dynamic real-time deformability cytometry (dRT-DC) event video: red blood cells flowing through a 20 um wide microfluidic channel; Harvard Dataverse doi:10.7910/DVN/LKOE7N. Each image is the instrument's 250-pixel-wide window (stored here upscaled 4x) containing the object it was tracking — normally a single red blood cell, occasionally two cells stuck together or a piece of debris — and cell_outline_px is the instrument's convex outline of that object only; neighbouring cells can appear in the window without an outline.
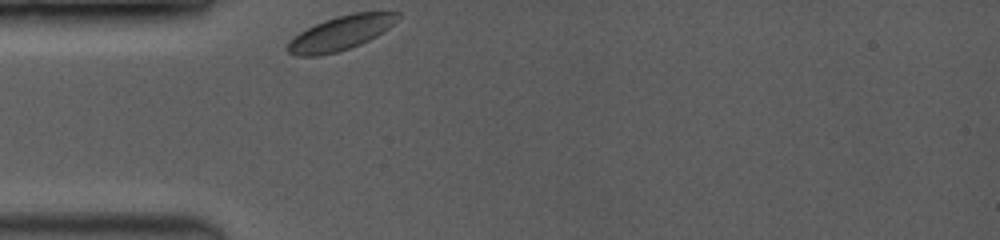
{"species": "common noctule bat (a hibernating species)", "species_latin": "Nyctalus noctula", "temperature_condition": "room temperature", "stored_images_in_passage": 53, "camera_frame_rate_fps": 3500, "um_per_image_px": 0.085, "animal": {"sex": "female", "body_mass_g": 19.0, "forearm_length_mm": 53.3}, "frame": {"image": 1, "passage_image": 1, "time_ms": 0.0, "image_size_px": [1000, 240], "cell_outline_px": [[400, 16], [388, 28], [376, 36], [360, 44], [336, 52], [320, 56], [296, 56], [288, 52], [284, 48], [292, 36], [324, 20], [336, 16], [356, 12], [400, 12]], "centroid_in_image_um": [28.9, 2.82], "position_along_channel_um": 56.1, "area_um2": 21.85}}
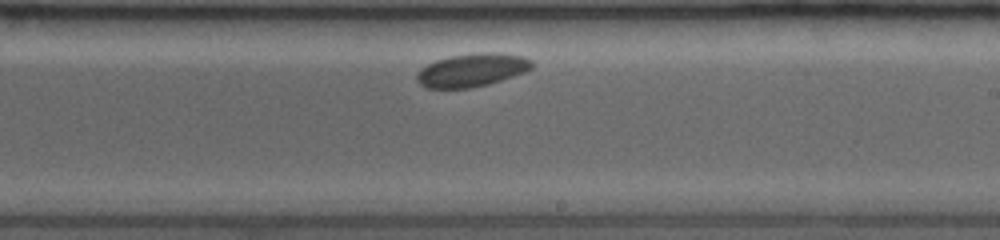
{"frame": {"image": 2, "passage_image": 34, "time_ms": 5.429, "image_size_px": [1000, 240], "cell_outline_px": [[532, 68], [524, 72], [488, 84], [472, 88], [424, 88], [416, 80], [416, 76], [420, 68], [436, 60], [452, 56], [480, 52], [492, 52], [524, 56], [532, 60]], "centroid_in_image_um": [40.09, 5.96], "position_along_channel_um": 248.9, "area_um2": 22.2}}
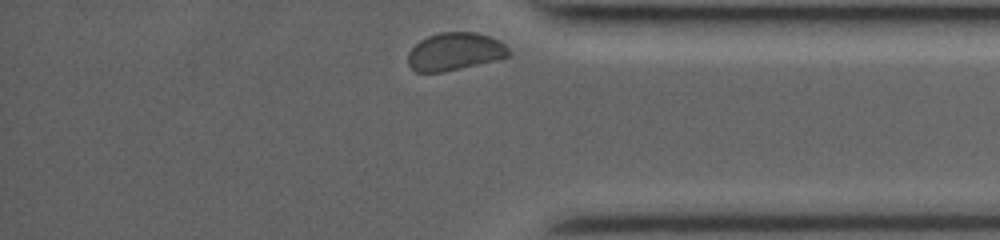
{"frame": {"image": 3, "passage_image": 53, "time_ms": 9.429, "image_size_px": [1000, 240], "cell_outline_px": [[512, 52], [508, 56], [496, 60], [460, 68], [440, 72], [416, 72], [408, 64], [408, 52], [420, 40], [428, 36], [440, 32], [476, 32], [500, 40]], "centroid_in_image_um": [38.67, 4.37], "position_along_channel_um": 396.5, "area_um2": 22.08}}